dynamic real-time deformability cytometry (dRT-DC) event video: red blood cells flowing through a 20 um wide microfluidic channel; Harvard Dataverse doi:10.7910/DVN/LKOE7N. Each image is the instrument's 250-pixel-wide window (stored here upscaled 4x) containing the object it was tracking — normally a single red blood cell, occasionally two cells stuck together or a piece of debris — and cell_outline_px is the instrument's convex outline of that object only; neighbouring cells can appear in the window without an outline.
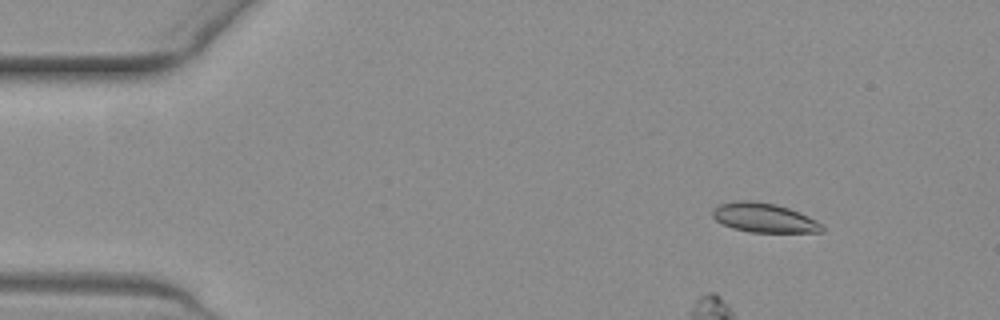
{"species": "common noctule bat (a hibernating species)", "species_latin": "Nyctalus noctula", "temperature_condition": "warm", "stored_images_in_passage": 48, "camera_frame_rate_fps": 3000, "um_per_image_px": 0.085, "animal": {"sex": "female", "body_mass_g": 19.3, "forearm_length_mm": 54.1}, "frame": {"image": 1, "passage_image": 1, "time_ms": 0.0, "image_size_px": [1000, 320], "cell_outline_px": [[824, 232], [748, 232], [732, 228], [716, 220], [712, 216], [712, 208], [720, 204], [736, 200], [752, 200], [776, 204], [788, 208], [808, 216], [824, 224]], "centroid_in_image_um": [64.94, 18.51], "position_along_channel_um": 20.1, "area_um2": 18.84}}